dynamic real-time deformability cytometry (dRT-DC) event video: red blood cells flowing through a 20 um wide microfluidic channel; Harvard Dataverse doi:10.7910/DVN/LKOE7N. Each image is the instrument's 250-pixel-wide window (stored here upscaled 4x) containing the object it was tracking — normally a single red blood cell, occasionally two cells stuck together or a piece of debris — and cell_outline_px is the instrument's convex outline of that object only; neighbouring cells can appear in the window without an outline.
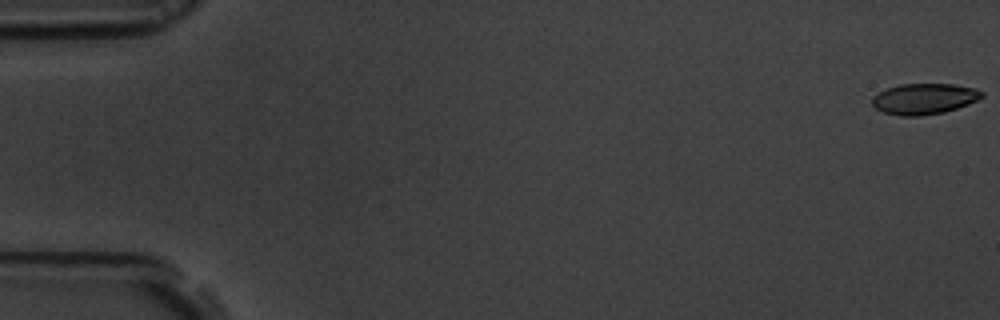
{"species": "common noctule bat (a hibernating species)", "species_latin": "Nyctalus noctula", "temperature_condition": "room temperature", "stored_images_in_passage": 58, "camera_frame_rate_fps": 3000, "um_per_image_px": 0.085, "animal": {"sex": "male", "body_mass_g": 19.5, "forearm_length_mm": 54.6}, "frame": {"image": 1, "passage_image": 1, "time_ms": 0.0, "image_size_px": [1000, 320], "cell_outline_px": [[984, 96], [968, 104], [944, 112], [920, 116], [900, 116], [884, 112], [876, 108], [872, 104], [872, 96], [888, 88], [900, 84], [952, 84], [976, 88], [984, 92]], "centroid_in_image_um": [78.56, 8.4], "position_along_channel_um": 6.4, "area_um2": 19.65}}
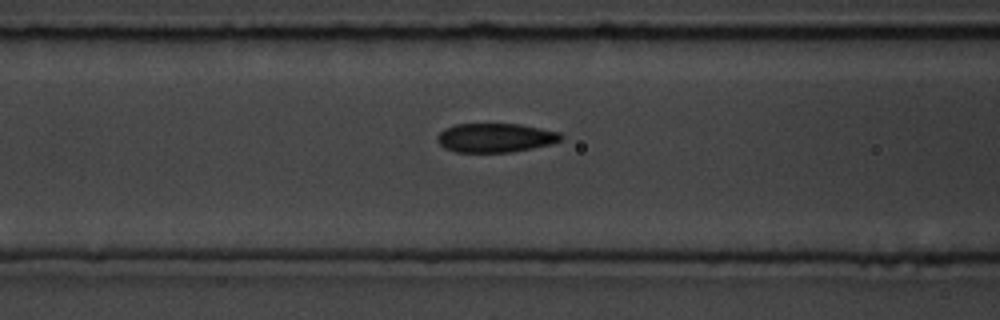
{"frame": {"image": 2, "passage_image": 24, "time_ms": 7.667, "image_size_px": [1000, 320], "cell_outline_px": [[564, 140], [552, 144], [512, 152], [456, 152], [444, 148], [436, 140], [436, 136], [444, 128], [456, 124], [520, 124], [560, 132], [564, 136]], "centroid_in_image_um": [42.13, 11.71], "position_along_channel_um": 124.5, "area_um2": 21.15}}
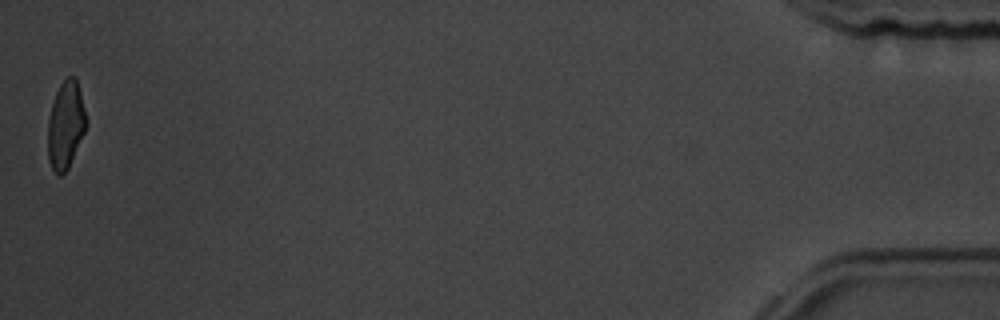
{"frame": {"image": 3, "passage_image": 58, "time_ms": 19.0, "image_size_px": [1000, 320], "cell_outline_px": [[88, 124], [68, 168], [60, 176], [56, 176], [48, 160], [48, 120], [52, 104], [56, 92], [60, 84], [68, 76], [76, 76], [88, 120]], "centroid_in_image_um": [5.59, 10.62], "position_along_channel_um": 429.6, "area_um2": 19.71}, "authors_computed_cell_mechanics": {"area_um2": 20.9525, "velocity_mm_per_s": 3.5465, "shape_relaxation_time_tau1_ms": 4.6083, "shape_relaxation_time_tau2_ms": 2.2458, "deformation_change_tau1": 0.145, "deformation_change_tau2": 0.0798}}